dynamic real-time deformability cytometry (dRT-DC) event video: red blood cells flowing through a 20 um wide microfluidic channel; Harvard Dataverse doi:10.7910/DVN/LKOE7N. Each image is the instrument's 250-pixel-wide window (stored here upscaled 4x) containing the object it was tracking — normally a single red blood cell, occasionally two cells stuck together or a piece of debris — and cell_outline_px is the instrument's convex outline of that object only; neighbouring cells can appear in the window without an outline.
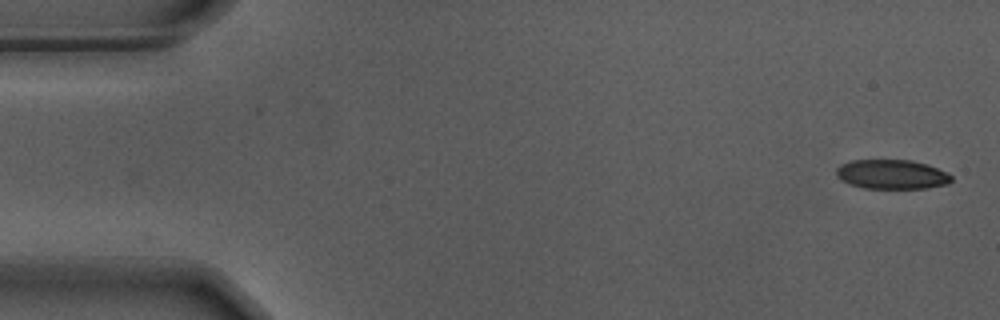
{"species": "Egyptian fruit bat (a non-hibernating species)", "species_latin": "Rousettus aegyptiacus", "temperature_condition": "warm", "stored_images_in_passage": 55, "camera_frame_rate_fps": 3000, "um_per_image_px": 0.085, "animal": {"sex": "male"}, "frame": {"image": 1, "passage_image": 1, "time_ms": 0.0, "image_size_px": [1000, 320], "cell_outline_px": [[952, 180], [948, 184], [928, 188], [864, 188], [848, 184], [840, 180], [836, 176], [836, 168], [840, 164], [852, 160], [912, 160], [928, 164], [948, 172], [952, 176]], "centroid_in_image_um": [75.8, 14.82], "position_along_channel_um": 9.2, "area_um2": 20.0}}
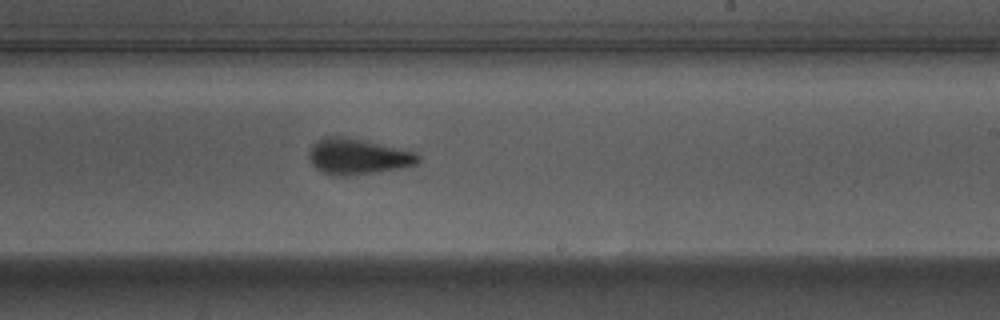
{"frame": {"image": 2, "passage_image": 32, "time_ms": 10.333, "image_size_px": [1000, 320], "cell_outline_px": [[420, 160], [416, 164], [400, 168], [376, 172], [348, 176], [332, 176], [316, 168], [312, 164], [308, 156], [308, 152], [316, 140], [324, 136], [344, 136], [416, 152], [420, 156]], "centroid_in_image_um": [30.38, 13.3], "position_along_channel_um": 258.6, "area_um2": 22.77}}
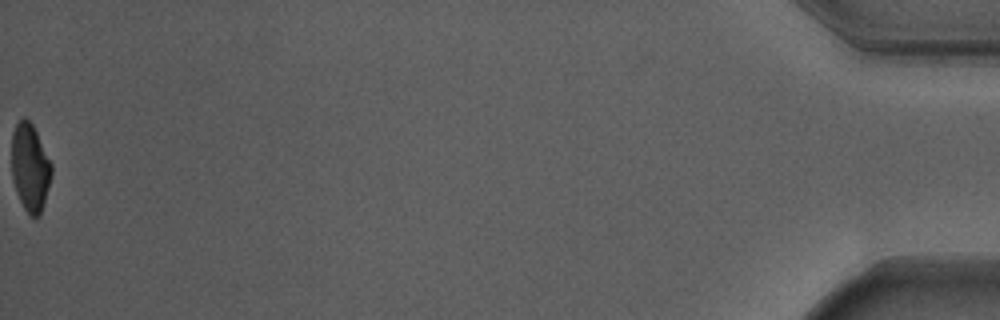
{"frame": {"image": 3, "passage_image": 55, "time_ms": 18.0, "image_size_px": [1000, 320], "cell_outline_px": [[52, 172], [48, 188], [40, 216], [32, 216], [24, 208], [16, 192], [12, 180], [12, 132], [16, 124], [24, 116], [32, 124], [52, 164]], "centroid_in_image_um": [2.55, 14.23], "position_along_channel_um": 432.7, "area_um2": 20.17}, "authors_computed_cell_mechanics": {"area_um2": 22.1952, "velocity_mm_per_s": 3.7055, "shape_relaxation_time_tau1_ms": 4.4432, "shape_relaxation_time_tau2_ms": 1.8655, "deformation_change_tau1": 0.1529, "deformation_change_tau2": 0.0801}}